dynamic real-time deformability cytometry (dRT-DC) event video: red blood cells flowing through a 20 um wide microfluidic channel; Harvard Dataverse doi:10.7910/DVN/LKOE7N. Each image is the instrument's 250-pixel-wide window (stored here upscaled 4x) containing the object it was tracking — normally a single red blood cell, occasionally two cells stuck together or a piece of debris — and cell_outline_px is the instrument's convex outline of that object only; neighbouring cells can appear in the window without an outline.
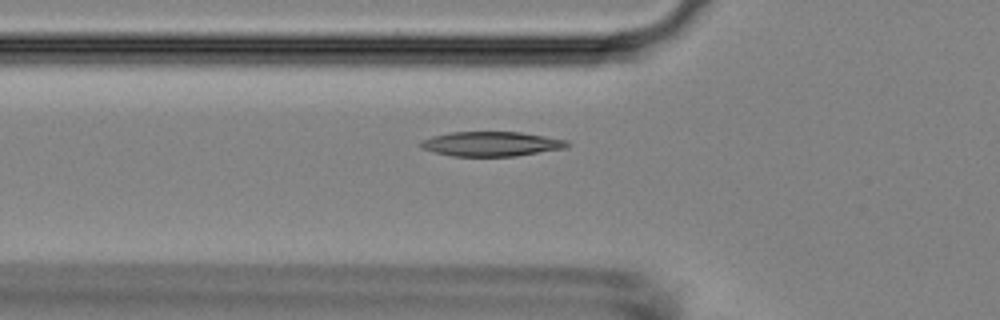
{"species": "Egyptian fruit bat (a non-hibernating species)", "species_latin": "Rousettus aegyptiacus", "temperature_condition": "room temperature", "stored_images_in_passage": 52, "camera_frame_rate_fps": 3000, "um_per_image_px": 0.085, "animal": {"sex": "female"}, "frame": {"image": 1, "passage_image": 18, "time_ms": 5.667, "image_size_px": [1000, 320], "cell_outline_px": [[572, 144], [568, 148], [516, 156], [452, 156], [420, 148], [420, 140], [432, 136], [452, 132], [520, 132], [568, 140]], "centroid_in_image_um": [41.8, 12.23], "position_along_channel_um": 84.0, "area_um2": 21.15}}
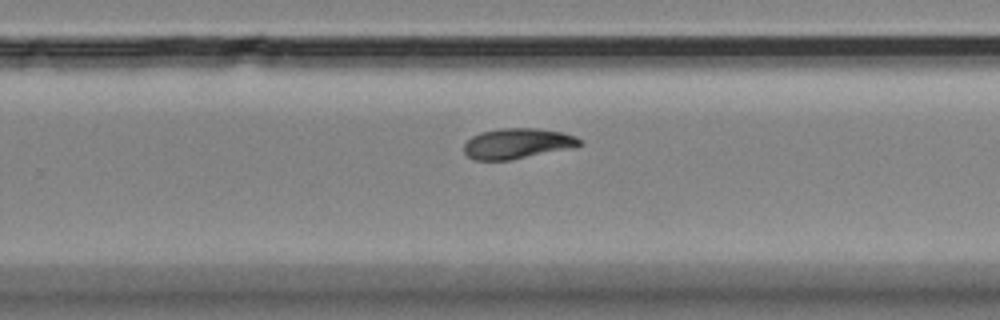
{"frame": {"image": 2, "passage_image": 34, "time_ms": 11.0, "image_size_px": [1000, 320], "cell_outline_px": [[584, 144], [576, 148], [512, 160], [472, 160], [464, 152], [464, 144], [472, 136], [480, 132], [500, 128], [536, 128], [564, 132], [576, 136], [584, 140]], "centroid_in_image_um": [44.06, 12.2], "position_along_channel_um": 285.7, "area_um2": 21.1}}
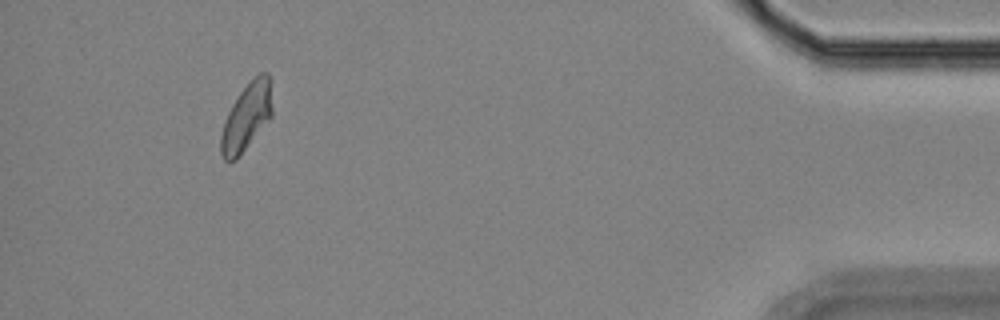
{"frame": {"image": 3, "passage_image": 49, "time_ms": 16.0, "image_size_px": [1000, 320], "cell_outline_px": [[272, 116], [236, 160], [224, 160], [220, 156], [220, 136], [228, 112], [232, 104], [240, 92], [260, 72], [268, 72], [272, 80]], "centroid_in_image_um": [20.98, 9.92], "position_along_channel_um": 414.2, "area_um2": 20.17}}